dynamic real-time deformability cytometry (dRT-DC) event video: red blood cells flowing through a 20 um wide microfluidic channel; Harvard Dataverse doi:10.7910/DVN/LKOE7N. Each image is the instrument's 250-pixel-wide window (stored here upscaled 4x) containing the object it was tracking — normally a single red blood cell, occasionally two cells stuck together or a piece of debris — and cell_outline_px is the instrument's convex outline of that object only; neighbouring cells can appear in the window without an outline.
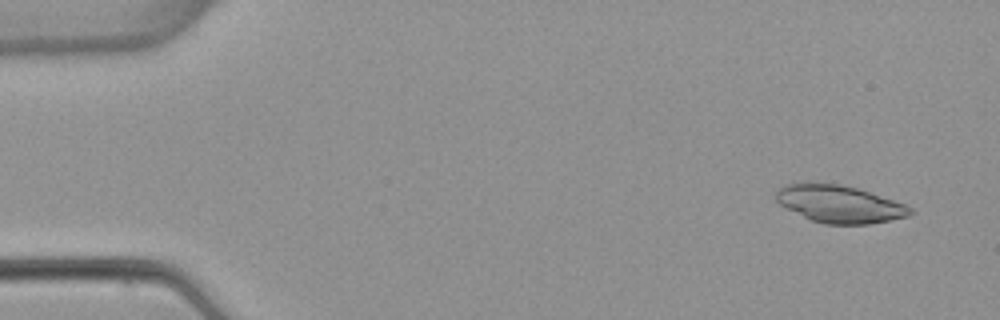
{"species": "common noctule bat (a hibernating species)", "species_latin": "Nyctalus noctula", "temperature_condition": "warm", "stored_images_in_passage": 4, "camera_frame_rate_fps": 3000, "um_per_image_px": 0.085, "animal": {"sex": "female", "body_mass_g": 22.7, "forearm_length_mm": 54.2}, "frame": {"image": 1, "passage_image": 1, "time_ms": 0.0, "image_size_px": [1000, 320], "cell_outline_px": [[916, 212], [908, 216], [868, 224], [824, 224], [812, 220], [780, 204], [776, 200], [776, 192], [780, 188], [788, 184], [804, 180], [812, 180], [840, 184], [856, 188], [904, 204], [912, 208]], "centroid_in_image_um": [71.32, 17.31], "position_along_channel_um": 13.7, "area_um2": 29.3}}
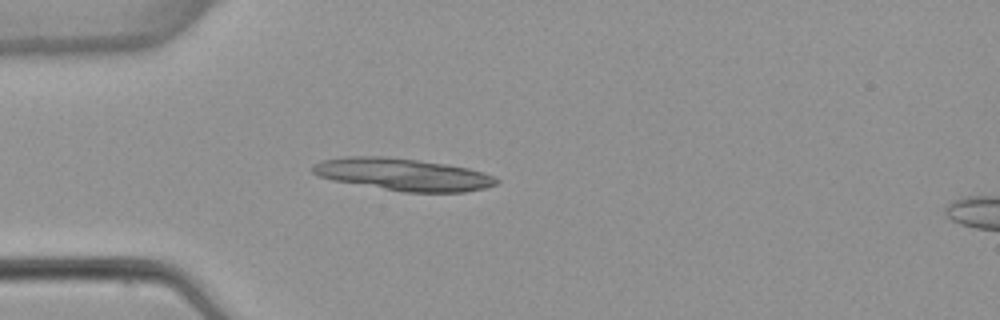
{"frame": {"image": 2, "passage_image": 4, "time_ms": 3.667, "image_size_px": [1000, 320], "cell_outline_px": [[500, 180], [496, 184], [484, 188], [464, 192], [404, 192], [332, 180], [320, 176], [312, 172], [312, 168], [316, 164], [324, 160], [348, 156], [384, 156], [448, 164], [468, 168], [492, 176]], "centroid_in_image_um": [34.26, 14.83], "position_along_channel_um": 50.7, "area_um2": 34.1}}